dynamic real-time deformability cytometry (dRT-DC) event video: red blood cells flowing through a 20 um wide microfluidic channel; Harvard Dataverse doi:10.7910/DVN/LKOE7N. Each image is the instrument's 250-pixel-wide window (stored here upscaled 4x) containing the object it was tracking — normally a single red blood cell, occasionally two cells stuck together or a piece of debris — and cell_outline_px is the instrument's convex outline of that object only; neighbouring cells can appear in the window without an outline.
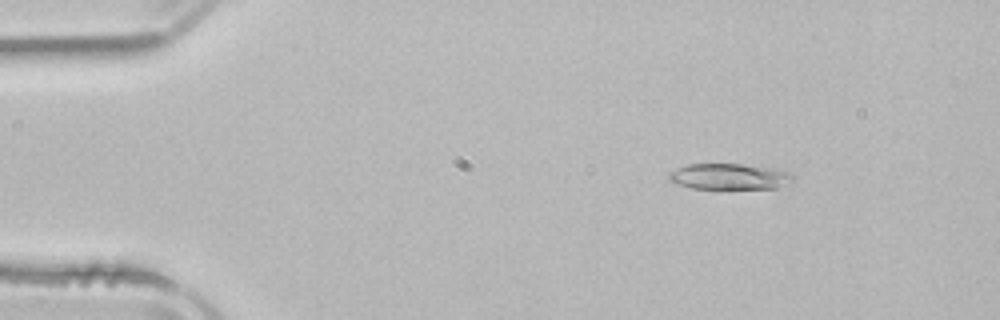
{"species": "common noctule bat (a hibernating species)", "species_latin": "Nyctalus noctula", "temperature_condition": "room temperature", "stored_images_in_passage": 3, "camera_frame_rate_fps": 3000, "um_per_image_px": 0.085, "animal": {"sex": "male", "body_mass_g": 21.5, "forearm_length_mm": 52.0}, "frame": {"image": 1, "passage_image": 2, "time_ms": 1.333, "image_size_px": [1000, 320], "cell_outline_px": [[792, 180], [776, 188], [724, 192], [692, 188], [676, 184], [668, 180], [668, 172], [676, 168], [688, 164], [740, 164], [776, 168], [792, 172]], "centroid_in_image_um": [61.96, 15.06], "position_along_channel_um": 23.0, "area_um2": 19.94}}